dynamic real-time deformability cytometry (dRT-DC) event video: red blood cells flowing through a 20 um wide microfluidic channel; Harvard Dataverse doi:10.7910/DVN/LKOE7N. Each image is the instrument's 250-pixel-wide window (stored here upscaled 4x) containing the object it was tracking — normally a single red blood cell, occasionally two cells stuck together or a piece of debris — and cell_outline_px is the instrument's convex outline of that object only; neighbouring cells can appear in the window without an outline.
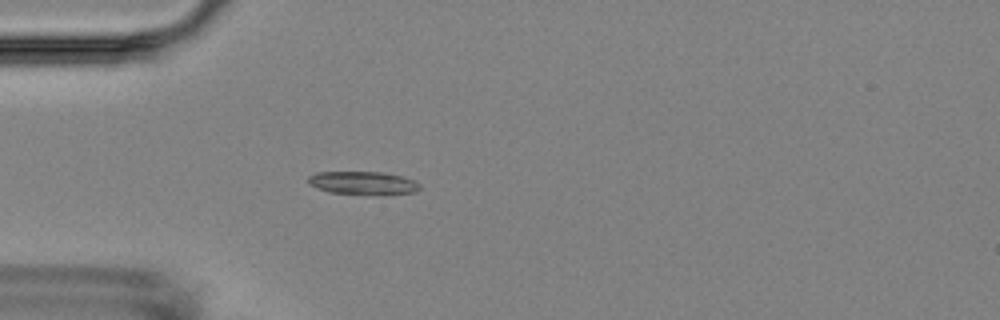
{"species": "Egyptian fruit bat (a non-hibernating species)", "species_latin": "Rousettus aegyptiacus", "temperature_condition": "room temperature", "stored_images_in_passage": 3, "camera_frame_rate_fps": 3000, "um_per_image_px": 0.085, "animal": {"sex": "female"}, "frame": {"image": 1, "passage_image": 3, "time_ms": 4.333, "image_size_px": [1000, 320], "cell_outline_px": [[420, 188], [416, 192], [328, 192], [308, 184], [308, 176], [316, 172], [384, 172], [404, 176], [416, 180], [420, 184]], "centroid_in_image_um": [30.83, 15.49], "position_along_channel_um": 54.2, "area_um2": 14.33}}